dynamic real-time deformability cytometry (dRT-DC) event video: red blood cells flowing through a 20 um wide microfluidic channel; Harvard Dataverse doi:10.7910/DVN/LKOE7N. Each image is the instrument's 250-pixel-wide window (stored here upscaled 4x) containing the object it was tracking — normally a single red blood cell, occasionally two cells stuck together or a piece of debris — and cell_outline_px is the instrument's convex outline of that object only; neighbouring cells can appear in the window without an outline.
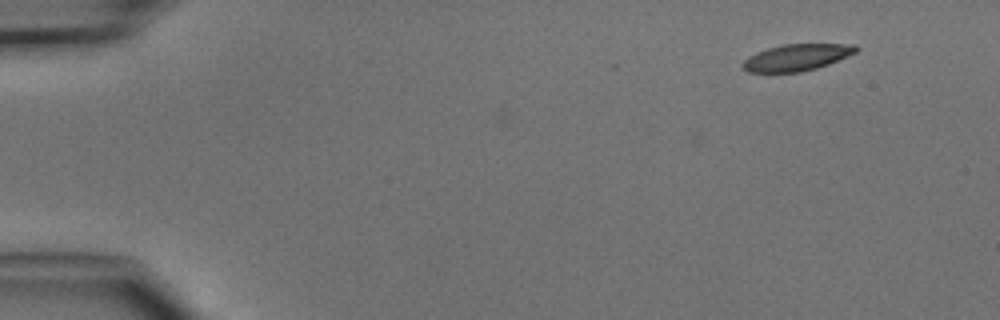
{"species": "common noctule bat (a hibernating species)", "species_latin": "Nyctalus noctula", "temperature_condition": "cold", "stored_images_in_passage": 2, "camera_frame_rate_fps": 3000, "um_per_image_px": 0.085, "animal": {"sex": "male", "body_mass_g": 15.6}, "frame": {"image": 1, "passage_image": 2, "time_ms": 1.0, "image_size_px": [1000, 320], "cell_outline_px": [[860, 48], [856, 52], [848, 56], [828, 64], [816, 68], [800, 72], [748, 72], [740, 64], [748, 56], [756, 52], [780, 44], [856, 44]], "centroid_in_image_um": [67.72, 4.87], "position_along_channel_um": 17.3, "area_um2": 17.63}}